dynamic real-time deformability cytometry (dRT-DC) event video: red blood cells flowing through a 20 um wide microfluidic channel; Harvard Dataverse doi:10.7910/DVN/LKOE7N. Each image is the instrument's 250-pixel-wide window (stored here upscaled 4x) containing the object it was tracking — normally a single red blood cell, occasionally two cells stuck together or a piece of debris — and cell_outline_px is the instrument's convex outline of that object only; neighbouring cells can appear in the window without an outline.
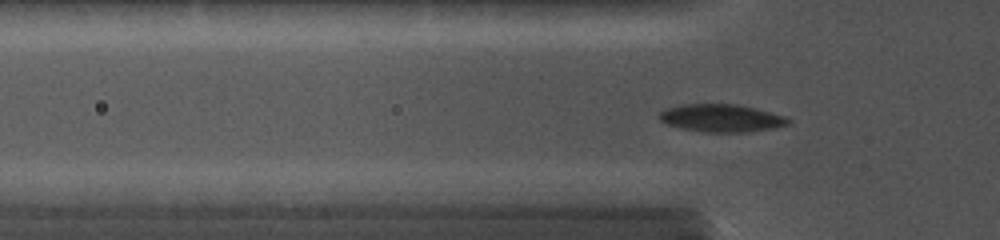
{"species": "common noctule bat (a hibernating species)", "species_latin": "Nyctalus noctula", "temperature_condition": "cold", "stored_images_in_passage": 55, "camera_frame_rate_fps": 5000, "um_per_image_px": 0.085, "animal": {"sex": "female", "body_mass_g": 19.0, "forearm_length_mm": 56.7}, "frame": {"image": 1, "passage_image": 2, "time_ms": 0.2, "image_size_px": [1000, 240], "cell_outline_px": [[792, 124], [772, 128], [748, 132], [704, 132], [684, 128], [668, 124], [660, 120], [660, 112], [668, 108], [680, 104], [740, 104], [756, 108], [784, 116], [792, 120]], "centroid_in_image_um": [61.38, 10.03], "position_along_channel_um": 64.4, "area_um2": 20.75}}
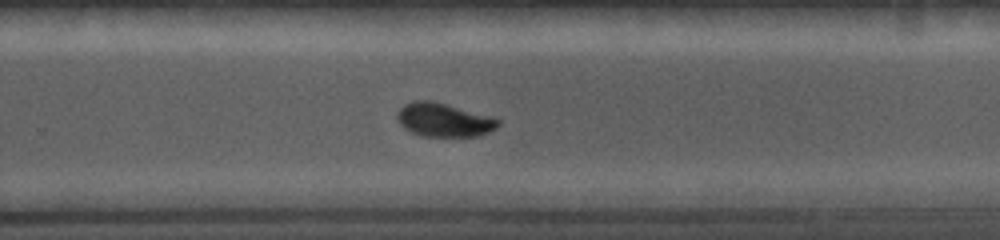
{"frame": {"image": 2, "passage_image": 30, "time_ms": 5.8, "image_size_px": [1000, 240], "cell_outline_px": [[500, 124], [496, 128], [480, 136], [420, 136], [404, 128], [396, 120], [396, 112], [404, 104], [412, 100], [428, 100], [492, 116], [500, 120]], "centroid_in_image_um": [37.7, 10.19], "position_along_channel_um": 292.1, "area_um2": 19.83}}
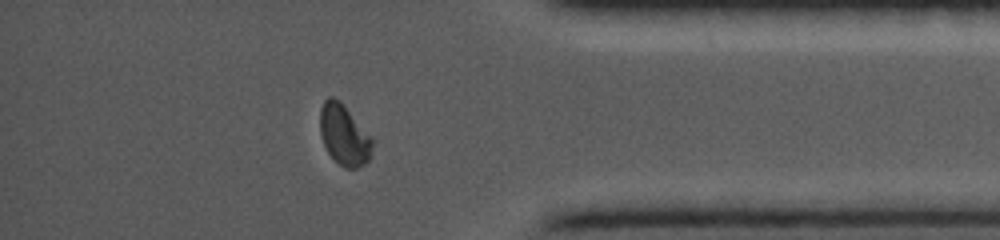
{"frame": {"image": 3, "passage_image": 45, "time_ms": 8.8, "image_size_px": [1000, 240], "cell_outline_px": [[376, 140], [368, 160], [364, 164], [356, 168], [344, 168], [328, 152], [324, 144], [320, 132], [320, 108], [324, 100], [328, 96], [332, 96], [340, 100]], "centroid_in_image_um": [29.28, 11.44], "position_along_channel_um": 405.9, "area_um2": 18.79}}